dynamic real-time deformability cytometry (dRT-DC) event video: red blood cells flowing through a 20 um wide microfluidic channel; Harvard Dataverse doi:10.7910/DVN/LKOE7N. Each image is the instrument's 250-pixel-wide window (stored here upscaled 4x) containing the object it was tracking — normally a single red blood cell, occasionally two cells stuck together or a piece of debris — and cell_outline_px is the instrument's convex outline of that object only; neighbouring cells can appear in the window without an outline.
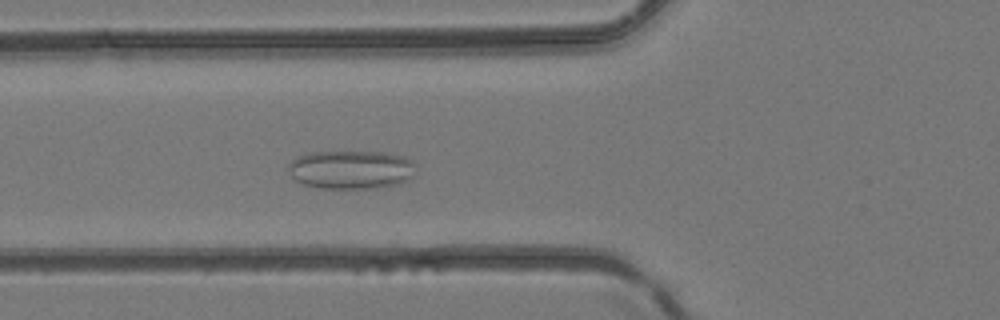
{"species": "common noctule bat (a hibernating species)", "species_latin": "Nyctalus noctula", "temperature_condition": "room temperature", "stored_images_in_passage": 41, "camera_frame_rate_fps": 3000, "um_per_image_px": 0.085, "animal": {"sex": "female", "body_mass_g": 24.6, "forearm_length_mm": 56.2}, "frame": {"image": 1, "passage_image": 20, "time_ms": 6.333, "image_size_px": [1000, 320], "cell_outline_px": [[416, 164], [412, 176], [408, 180], [400, 184], [376, 188], [316, 188], [304, 184], [296, 180], [288, 172], [288, 164], [296, 156], [308, 152], [384, 152], [404, 156], [412, 160]], "centroid_in_image_um": [29.84, 14.41], "position_along_channel_um": 96.0, "area_um2": 29.02}}
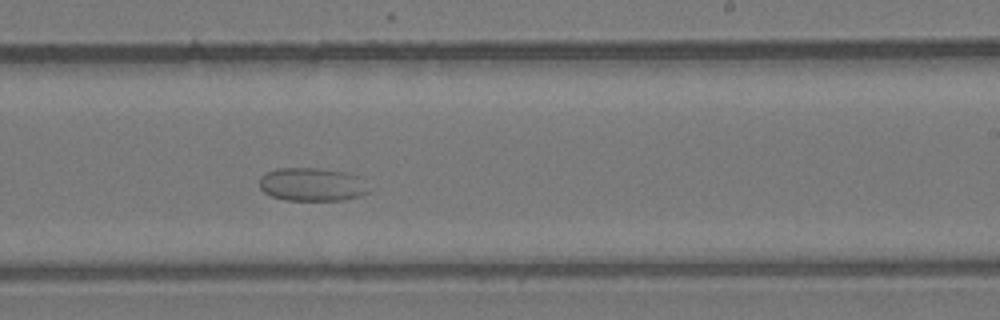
{"frame": {"image": 2, "passage_image": 32, "time_ms": 10.333, "image_size_px": [1000, 320], "cell_outline_px": [[372, 192], [360, 196], [344, 200], [284, 200], [272, 196], [264, 192], [260, 188], [260, 176], [264, 172], [276, 168], [320, 168], [348, 172], [360, 176]], "centroid_in_image_um": [26.55, 15.67], "position_along_channel_um": 262.4, "area_um2": 21.68}}
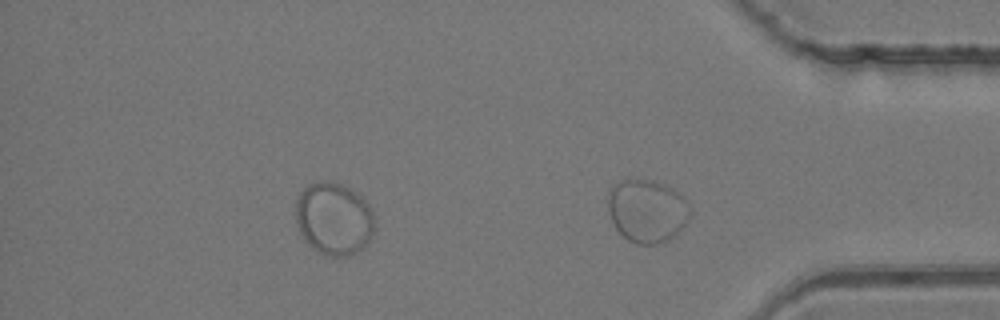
{"frame": {"image": 3, "passage_image": 41, "time_ms": 13.333, "image_size_px": [1000, 320], "cell_outline_px": [[692, 212], [688, 220], [668, 240], [656, 244], [636, 244], [628, 240], [616, 228], [612, 220], [608, 208], [608, 192], [620, 180], [652, 180], [664, 184], [672, 188], [684, 196], [688, 200], [692, 208]], "centroid_in_image_um": [55.03, 17.91], "position_along_channel_um": 380.2, "area_um2": 30.11}}